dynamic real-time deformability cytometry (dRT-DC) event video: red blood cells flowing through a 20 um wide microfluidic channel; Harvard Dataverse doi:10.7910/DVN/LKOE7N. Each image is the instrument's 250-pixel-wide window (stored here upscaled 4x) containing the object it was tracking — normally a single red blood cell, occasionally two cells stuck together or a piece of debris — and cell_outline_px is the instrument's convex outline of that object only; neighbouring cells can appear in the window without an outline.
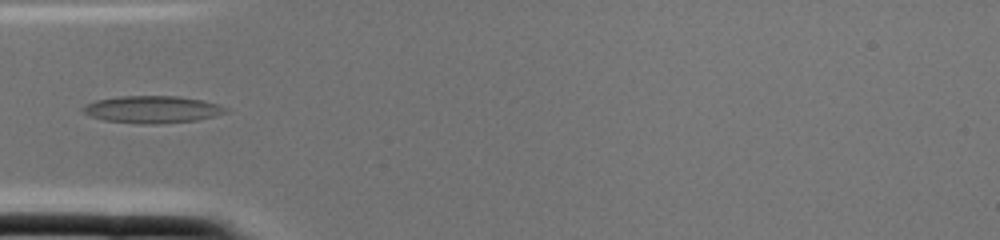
{"species": "common noctule bat (a hibernating species)", "species_latin": "Nyctalus noctula", "temperature_condition": "cold", "stored_images_in_passage": 2, "camera_frame_rate_fps": 3000, "um_per_image_px": 0.085, "animal": {"sex": "female", "body_mass_g": 22.0, "forearm_length_mm": 56.7}, "frame": {"image": 1, "passage_image": 2, "time_ms": 0.333, "image_size_px": [1000, 240], "cell_outline_px": [[228, 112], [216, 116], [196, 120], [156, 124], [144, 124], [104, 120], [92, 116], [84, 112], [80, 108], [84, 104], [96, 100], [120, 96], [176, 96], [200, 100], [216, 104], [228, 108]], "centroid_in_image_um": [12.93, 9.3], "position_along_channel_um": 72.1, "area_um2": 22.48}}